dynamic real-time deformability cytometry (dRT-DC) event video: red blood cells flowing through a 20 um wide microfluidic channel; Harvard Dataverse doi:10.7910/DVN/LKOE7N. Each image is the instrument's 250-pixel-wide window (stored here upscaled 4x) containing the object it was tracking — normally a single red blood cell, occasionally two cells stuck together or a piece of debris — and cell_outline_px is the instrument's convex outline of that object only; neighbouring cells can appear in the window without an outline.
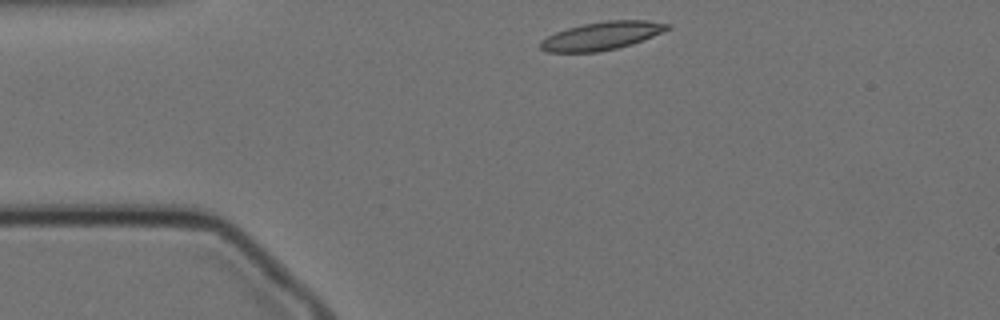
{"species": "Egyptian fruit bat (a non-hibernating species)", "species_latin": "Rousettus aegyptiacus", "temperature_condition": "cold", "stored_images_in_passage": 48, "camera_frame_rate_fps": 3000, "um_per_image_px": 0.085, "animal": {"sex": "female"}, "frame": {"image": 1, "passage_image": 1, "time_ms": 0.0, "image_size_px": [1000, 320], "cell_outline_px": [[672, 28], [632, 44], [616, 48], [596, 52], [548, 52], [540, 48], [540, 40], [556, 32], [568, 28], [584, 24], [608, 20], [648, 20], [672, 24]], "centroid_in_image_um": [51.17, 3.04], "position_along_channel_um": 33.8, "area_um2": 20.69}}
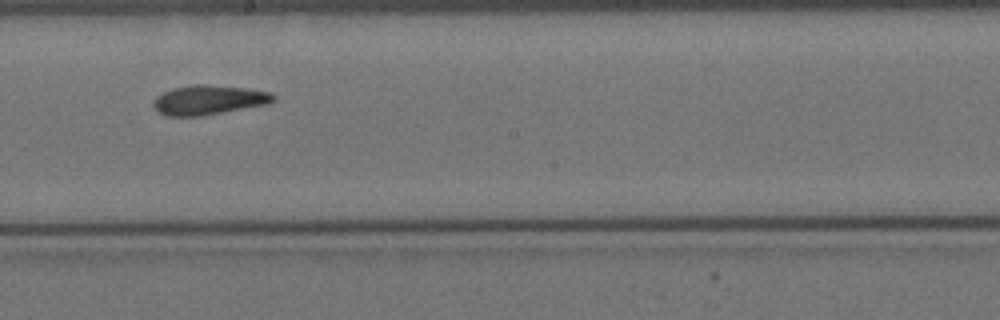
{"frame": {"image": 2, "passage_image": 21, "time_ms": 6.667, "image_size_px": [1000, 320], "cell_outline_px": [[276, 100], [272, 104], [200, 116], [168, 116], [160, 112], [152, 104], [156, 96], [172, 88], [196, 84], [204, 84], [244, 88], [268, 92], [276, 96]], "centroid_in_image_um": [17.78, 8.5], "position_along_channel_um": 230.4, "area_um2": 20.63}}
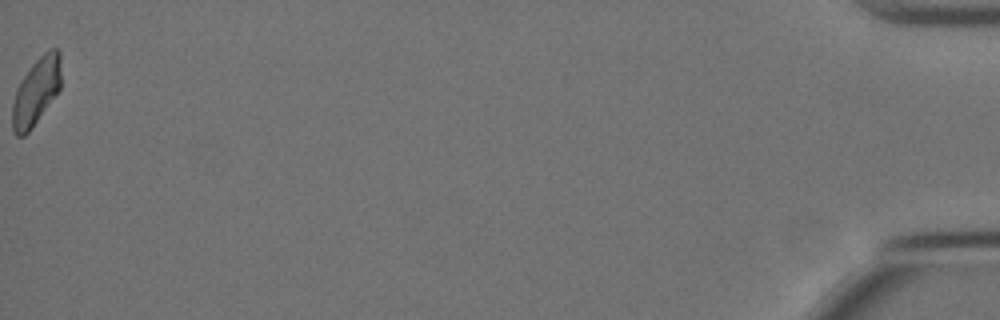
{"frame": {"image": 3, "passage_image": 48, "time_ms": 15.667, "image_size_px": [1000, 320], "cell_outline_px": [[60, 88], [32, 128], [24, 136], [16, 136], [12, 128], [12, 104], [16, 88], [32, 64], [48, 48], [56, 48], [60, 52]], "centroid_in_image_um": [3.06, 7.77], "position_along_channel_um": 432.1, "area_um2": 18.9}, "authors_computed_cell_mechanics": {"area_um2": 20.0855, "velocity_mm_per_s": 3.4396, "shape_relaxation_time_tau1_ms": 6.1101, "shape_relaxation_time_tau2_ms": 4.0455, "deformation_change_tau1": 0.164, "deformation_change_tau2": 0.1055}}